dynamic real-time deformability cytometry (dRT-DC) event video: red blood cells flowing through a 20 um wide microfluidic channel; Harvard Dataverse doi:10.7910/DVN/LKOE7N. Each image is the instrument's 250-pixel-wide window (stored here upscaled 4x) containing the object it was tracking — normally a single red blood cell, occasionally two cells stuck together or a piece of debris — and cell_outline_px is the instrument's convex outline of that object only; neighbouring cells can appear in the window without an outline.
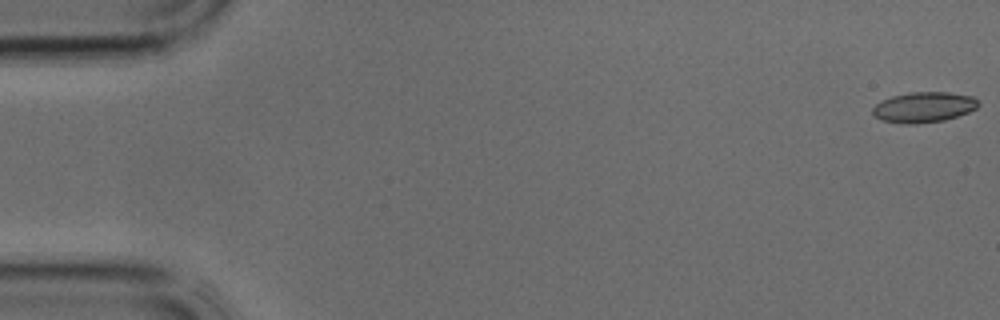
{"species": "common noctule bat (a hibernating species)", "species_latin": "Nyctalus noctula", "temperature_condition": "cold", "stored_images_in_passage": 40, "camera_frame_rate_fps": 3000, "um_per_image_px": 0.085, "animal": {"sex": "male", "body_mass_g": 17.9, "forearm_length_mm": 54.2}, "frame": {"image": 1, "passage_image": 1, "time_ms": 0.0, "image_size_px": [1000, 320], "cell_outline_px": [[980, 104], [976, 108], [968, 112], [944, 120], [916, 124], [904, 124], [880, 120], [872, 116], [872, 108], [876, 104], [892, 96], [912, 92], [948, 92], [972, 96]], "centroid_in_image_um": [78.49, 9.12], "position_along_channel_um": 6.5, "area_um2": 18.73}}
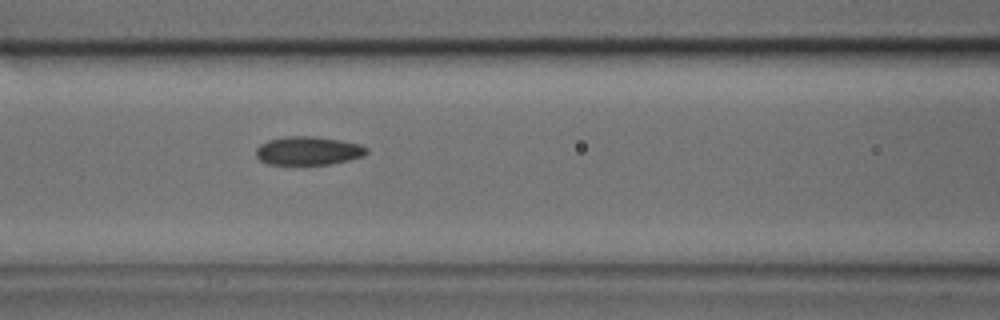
{"frame": {"image": 2, "passage_image": 17, "time_ms": 5.333, "image_size_px": [1000, 320], "cell_outline_px": [[368, 152], [364, 156], [332, 164], [268, 164], [260, 160], [256, 156], [256, 148], [260, 144], [268, 140], [284, 136], [312, 136], [340, 140], [360, 144], [368, 148]], "centroid_in_image_um": [26.2, 12.81], "position_along_channel_um": 140.4, "area_um2": 18.44}}
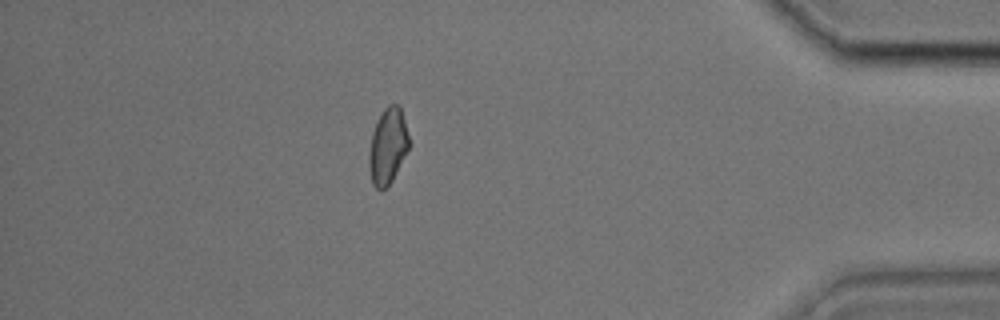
{"frame": {"image": 3, "passage_image": 35, "time_ms": 11.333, "image_size_px": [1000, 320], "cell_outline_px": [[408, 148], [392, 180], [380, 192], [372, 184], [368, 168], [368, 156], [372, 132], [384, 108], [388, 104], [400, 104], [408, 136]], "centroid_in_image_um": [32.93, 12.43], "position_along_channel_um": 402.3, "area_um2": 17.46}}